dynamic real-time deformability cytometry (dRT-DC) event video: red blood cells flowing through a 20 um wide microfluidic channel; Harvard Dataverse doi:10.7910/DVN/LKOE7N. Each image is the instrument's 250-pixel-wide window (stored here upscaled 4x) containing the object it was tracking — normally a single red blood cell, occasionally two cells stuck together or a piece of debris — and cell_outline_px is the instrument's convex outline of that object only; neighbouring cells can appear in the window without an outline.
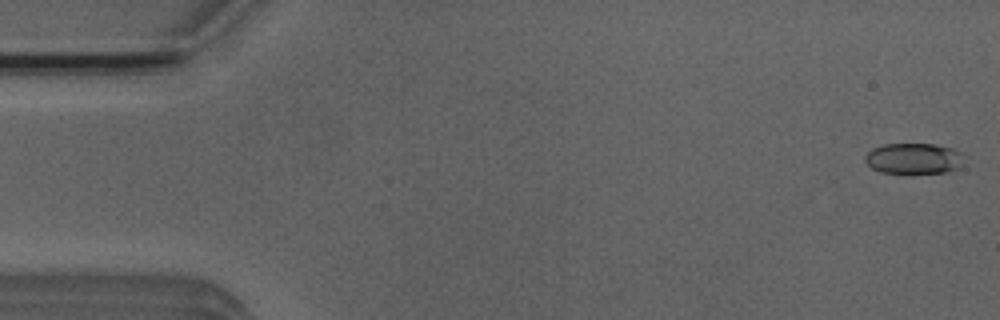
{"species": "Egyptian fruit bat (a non-hibernating species)", "species_latin": "Rousettus aegyptiacus", "temperature_condition": "room temperature", "stored_images_in_passage": 6, "camera_frame_rate_fps": 3000, "um_per_image_px": 0.085, "animal": {"sex": "male"}, "frame": {"image": 1, "passage_image": 1, "time_ms": 0.0, "image_size_px": [1000, 320], "cell_outline_px": [[960, 164], [956, 168], [948, 172], [880, 172], [872, 168], [864, 160], [864, 156], [872, 148], [884, 144], [936, 144], [952, 148], [960, 152]], "centroid_in_image_um": [77.6, 13.45], "position_along_channel_um": 7.4, "area_um2": 17.34}}
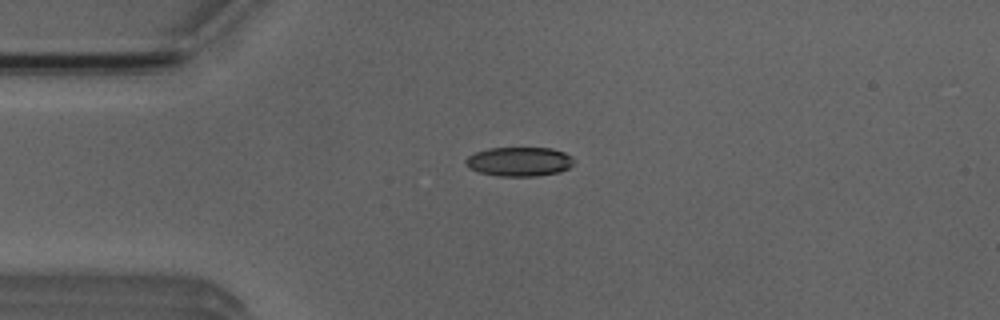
{"frame": {"image": 2, "passage_image": 4, "time_ms": 3.667, "image_size_px": [1000, 320], "cell_outline_px": [[576, 160], [568, 168], [560, 172], [536, 176], [496, 176], [480, 172], [468, 168], [464, 160], [468, 156], [476, 152], [488, 148], [552, 148], [564, 152], [572, 156]], "centroid_in_image_um": [44.15, 13.73], "position_along_channel_um": 40.9, "area_um2": 18.55}}
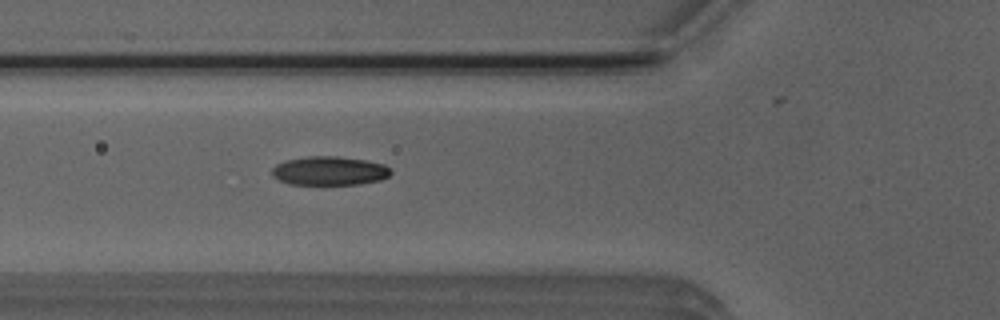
{"frame": {"image": 3, "passage_image": 6, "time_ms": 5.667, "image_size_px": [1000, 320], "cell_outline_px": [[392, 172], [388, 176], [380, 180], [360, 184], [288, 184], [272, 176], [272, 168], [276, 164], [284, 160], [308, 156], [340, 156], [364, 160], [384, 164], [392, 168]], "centroid_in_image_um": [28.0, 14.51], "position_along_channel_um": 97.8, "area_um2": 20.11}}